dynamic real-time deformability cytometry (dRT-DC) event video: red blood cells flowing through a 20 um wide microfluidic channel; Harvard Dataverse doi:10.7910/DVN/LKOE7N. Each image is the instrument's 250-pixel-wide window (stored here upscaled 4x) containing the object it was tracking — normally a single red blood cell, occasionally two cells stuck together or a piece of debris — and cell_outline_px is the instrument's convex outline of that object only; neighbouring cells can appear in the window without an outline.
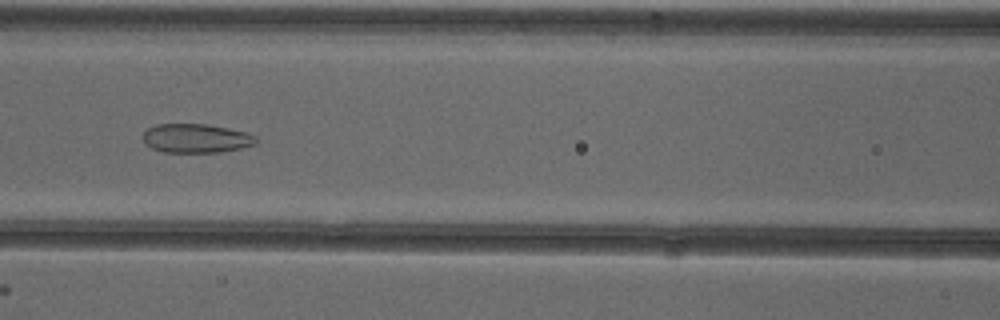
{"species": "common noctule bat (a hibernating species)", "species_latin": "Nyctalus noctula", "temperature_condition": "cold", "stored_images_in_passage": 54, "camera_frame_rate_fps": 3000, "um_per_image_px": 0.085, "animal": {"sex": "female"}, "frame": {"image": 1, "passage_image": 24, "time_ms": 7.667, "image_size_px": [1000, 320], "cell_outline_px": [[260, 140], [256, 144], [240, 148], [220, 152], [164, 152], [152, 148], [144, 144], [144, 132], [148, 128], [156, 124], [208, 124], [248, 132], [256, 136]], "centroid_in_image_um": [16.71, 11.75], "position_along_channel_um": 149.9, "area_um2": 19.25}}
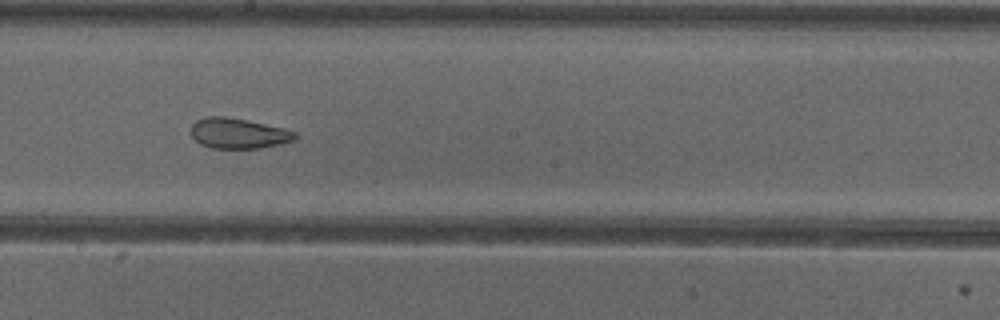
{"frame": {"image": 2, "passage_image": 30, "time_ms": 9.667, "image_size_px": [1000, 320], "cell_outline_px": [[296, 140], [260, 148], [212, 148], [200, 144], [192, 136], [192, 124], [196, 120], [208, 116], [224, 116], [248, 120], [284, 128], [296, 132]], "centroid_in_image_um": [20.27, 11.33], "position_along_channel_um": 227.9, "area_um2": 18.38}}
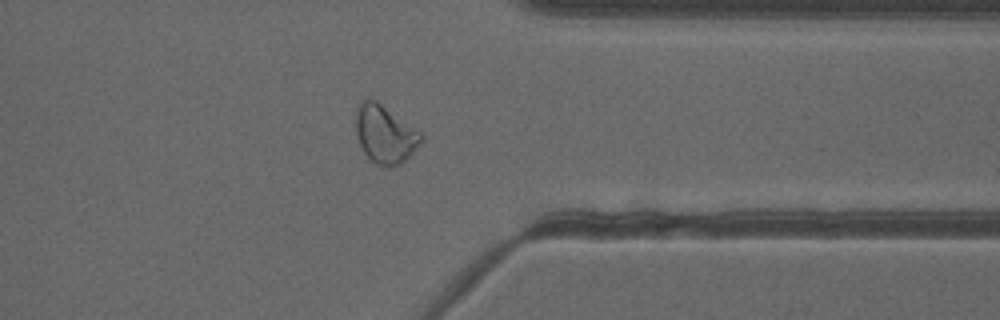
{"frame": {"image": 3, "passage_image": 42, "time_ms": 13.667, "image_size_px": [1000, 320], "cell_outline_px": [[424, 140], [400, 164], [388, 168], [376, 164], [368, 160], [356, 136], [356, 108], [364, 100], [376, 100], [420, 132], [424, 136]], "centroid_in_image_um": [32.71, 11.44], "position_along_channel_um": 378.7, "area_um2": 21.91}, "authors_computed_cell_mechanics": {"area_um2": 24.3916, "velocity_mm_per_s": 3.9051, "shape_relaxation_time_tau1_ms": null, "shape_relaxation_time_tau2_ms": 1.7314, "deformation_change_tau1": null, "deformation_change_tau2": 0.0765}}